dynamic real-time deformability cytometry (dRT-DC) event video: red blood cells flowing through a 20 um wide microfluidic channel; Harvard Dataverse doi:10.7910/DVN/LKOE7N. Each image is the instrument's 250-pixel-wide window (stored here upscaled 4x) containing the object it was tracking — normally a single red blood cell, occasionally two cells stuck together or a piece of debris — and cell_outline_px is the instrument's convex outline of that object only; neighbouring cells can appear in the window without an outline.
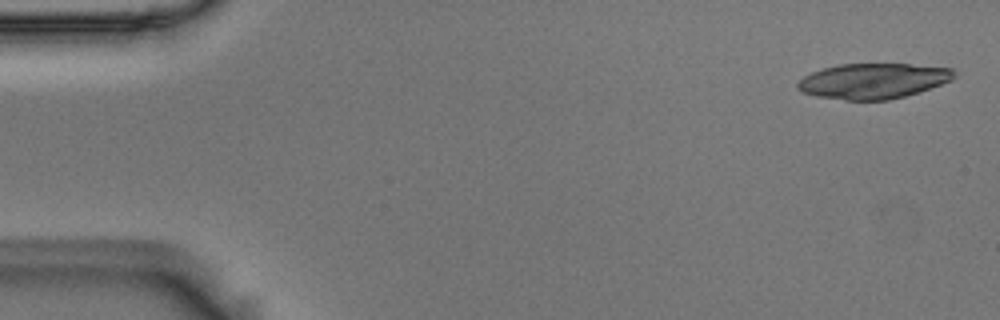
{"species": "Egyptian fruit bat (a non-hibernating species)", "species_latin": "Rousettus aegyptiacus", "temperature_condition": "room temperature", "stored_images_in_passage": 5, "camera_frame_rate_fps": 3000, "um_per_image_px": 0.085, "animal": {"sex": "male"}, "frame": {"image": 1, "passage_image": 1, "time_ms": 0.0, "image_size_px": [1000, 320], "cell_outline_px": [[956, 76], [952, 80], [904, 96], [888, 100], [844, 100], [816, 96], [804, 92], [796, 88], [796, 84], [804, 76], [812, 72], [824, 68], [840, 64], [908, 64], [952, 68], [956, 72]], "centroid_in_image_um": [74.21, 6.88], "position_along_channel_um": 10.8, "area_um2": 32.02}}
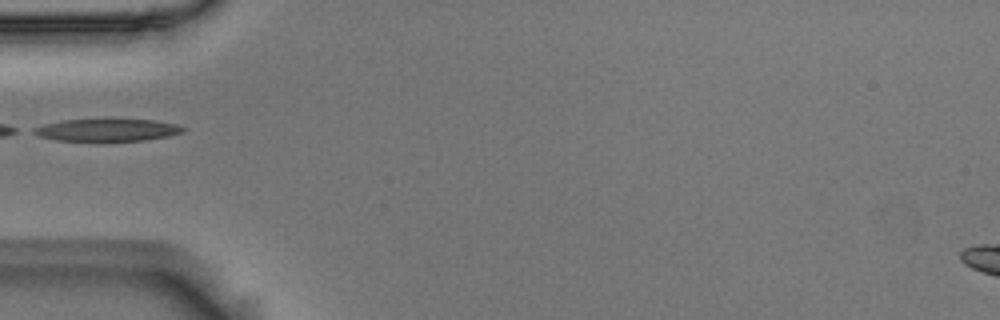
{"frame": {"image": 2, "passage_image": 5, "time_ms": 1.333, "image_size_px": [1000, 320], "cell_outline_px": [[184, 132], [168, 136], [144, 140], [100, 144], [56, 140], [40, 136], [32, 132], [32, 128], [44, 124], [64, 120], [152, 120], [176, 124], [184, 128]], "centroid_in_image_um": [9.06, 11.11], "position_along_channel_um": 75.9, "area_um2": 20.11}}